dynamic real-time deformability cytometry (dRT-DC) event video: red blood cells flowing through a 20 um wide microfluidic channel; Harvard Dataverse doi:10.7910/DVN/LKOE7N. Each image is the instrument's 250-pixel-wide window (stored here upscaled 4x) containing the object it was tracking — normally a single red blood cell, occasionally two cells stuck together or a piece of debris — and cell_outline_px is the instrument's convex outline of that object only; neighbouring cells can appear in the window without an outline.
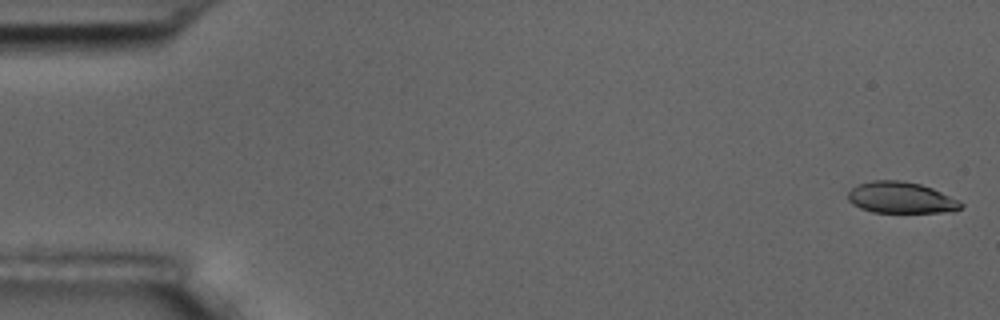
{"species": "common noctule bat (a hibernating species)", "species_latin": "Nyctalus noctula", "temperature_condition": "room temperature", "stored_images_in_passage": 11, "camera_frame_rate_fps": 3000, "um_per_image_px": 0.085, "animal": {"sex": "male", "body_mass_g": 17.5, "forearm_length_mm": 52.3}, "frame": {"image": 1, "passage_image": 1, "time_ms": 0.0, "image_size_px": [1000, 320], "cell_outline_px": [[964, 204], [960, 208], [952, 212], [872, 212], [860, 208], [852, 204], [848, 200], [848, 192], [856, 184], [872, 180], [900, 180], [920, 184], [932, 188], [960, 200]], "centroid_in_image_um": [76.57, 16.8], "position_along_channel_um": 8.4, "area_um2": 20.75}}
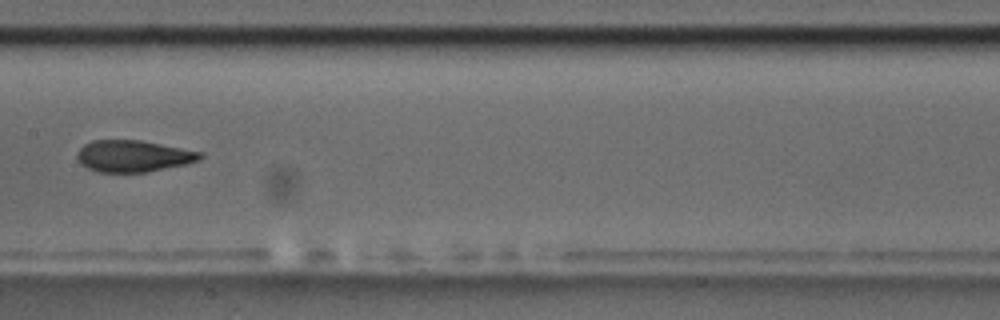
{"frame": {"image": 2, "passage_image": 8, "time_ms": 9.0, "image_size_px": [1000, 320], "cell_outline_px": [[204, 156], [200, 160], [188, 164], [148, 172], [96, 172], [80, 164], [76, 156], [80, 148], [84, 144], [92, 140], [140, 140], [200, 152]], "centroid_in_image_um": [11.31, 13.28], "position_along_channel_um": 196.1, "area_um2": 22.72}}
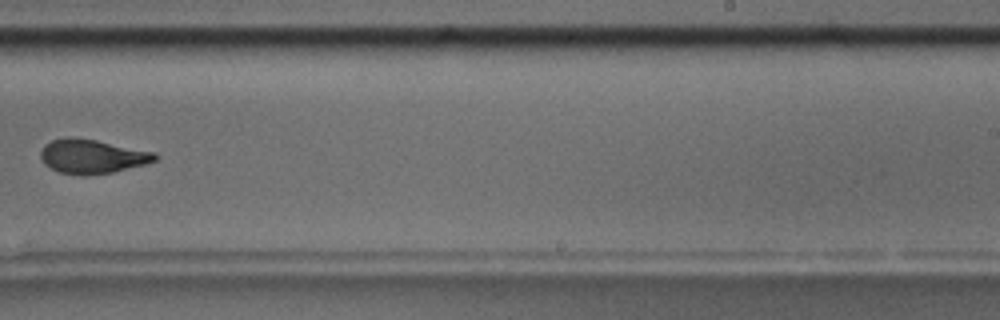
{"frame": {"image": 3, "passage_image": 10, "time_ms": 11.333, "image_size_px": [1000, 320], "cell_outline_px": [[160, 156], [156, 160], [144, 164], [112, 172], [88, 176], [80, 176], [60, 172], [44, 164], [40, 160], [40, 152], [44, 144], [52, 140], [64, 136], [76, 136], [156, 152]], "centroid_in_image_um": [7.8, 13.28], "position_along_channel_um": 281.2, "area_um2": 23.12}}